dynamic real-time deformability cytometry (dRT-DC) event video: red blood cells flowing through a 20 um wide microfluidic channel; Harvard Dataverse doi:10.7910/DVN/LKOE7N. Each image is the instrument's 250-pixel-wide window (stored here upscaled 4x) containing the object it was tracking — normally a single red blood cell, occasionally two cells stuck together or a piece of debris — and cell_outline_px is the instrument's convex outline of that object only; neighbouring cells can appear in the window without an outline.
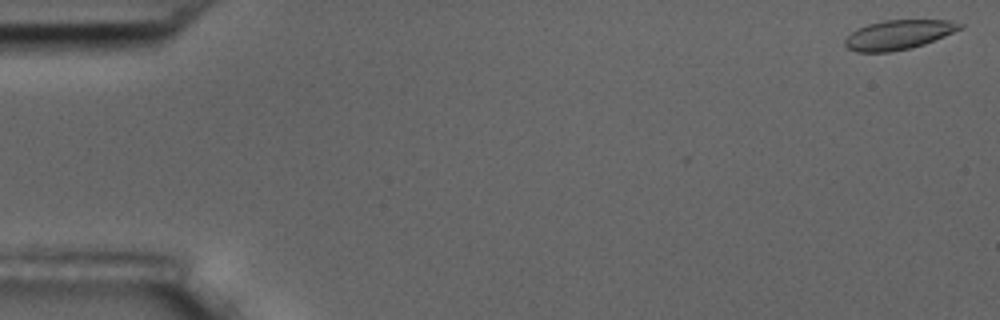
{"species": "common noctule bat (a hibernating species)", "species_latin": "Nyctalus noctula", "temperature_condition": "room temperature", "stored_images_in_passage": 10, "camera_frame_rate_fps": 3000, "um_per_image_px": 0.085, "animal": {"sex": "male", "body_mass_g": 17.5, "forearm_length_mm": 52.3}, "frame": {"image": 1, "passage_image": 1, "time_ms": 0.0, "image_size_px": [1000, 320], "cell_outline_px": [[964, 28], [924, 44], [912, 48], [888, 52], [856, 52], [848, 48], [844, 44], [844, 40], [852, 32], [868, 24], [884, 20], [948, 20], [964, 24]], "centroid_in_image_um": [76.39, 2.95], "position_along_channel_um": 8.6, "area_um2": 19.65}}
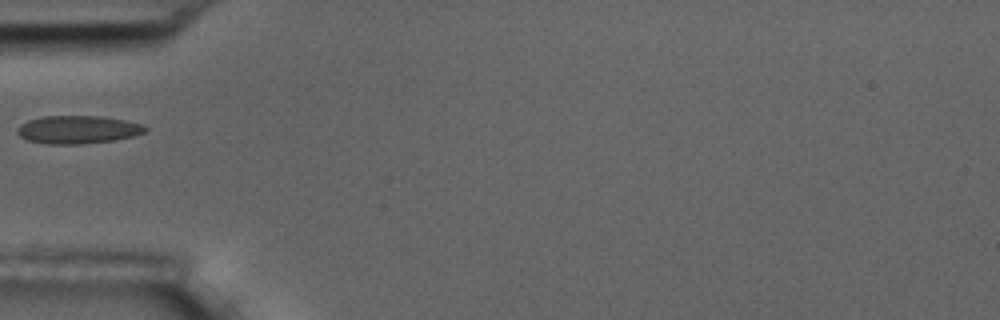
{"frame": {"image": 2, "passage_image": 6, "time_ms": 6.0, "image_size_px": [1000, 320], "cell_outline_px": [[148, 128], [144, 132], [132, 136], [112, 140], [80, 144], [48, 144], [28, 140], [20, 136], [16, 132], [16, 128], [20, 124], [28, 120], [44, 116], [100, 116], [124, 120], [144, 124]], "centroid_in_image_um": [6.59, 11.01], "position_along_channel_um": 78.4, "area_um2": 20.81}}
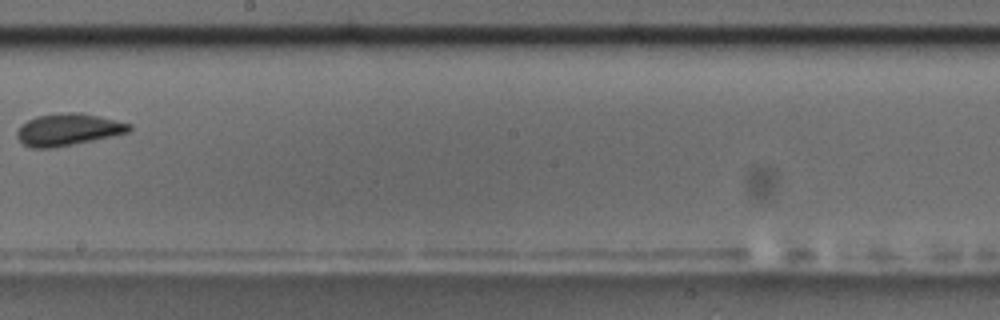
{"frame": {"image": 3, "passage_image": 10, "time_ms": 10.667, "image_size_px": [1000, 320], "cell_outline_px": [[132, 128], [128, 132], [112, 136], [52, 148], [32, 148], [24, 144], [16, 136], [16, 132], [20, 124], [36, 116], [68, 112], [80, 112], [116, 120], [132, 124]], "centroid_in_image_um": [5.77, 11.0], "position_along_channel_um": 242.4, "area_um2": 20.81}}